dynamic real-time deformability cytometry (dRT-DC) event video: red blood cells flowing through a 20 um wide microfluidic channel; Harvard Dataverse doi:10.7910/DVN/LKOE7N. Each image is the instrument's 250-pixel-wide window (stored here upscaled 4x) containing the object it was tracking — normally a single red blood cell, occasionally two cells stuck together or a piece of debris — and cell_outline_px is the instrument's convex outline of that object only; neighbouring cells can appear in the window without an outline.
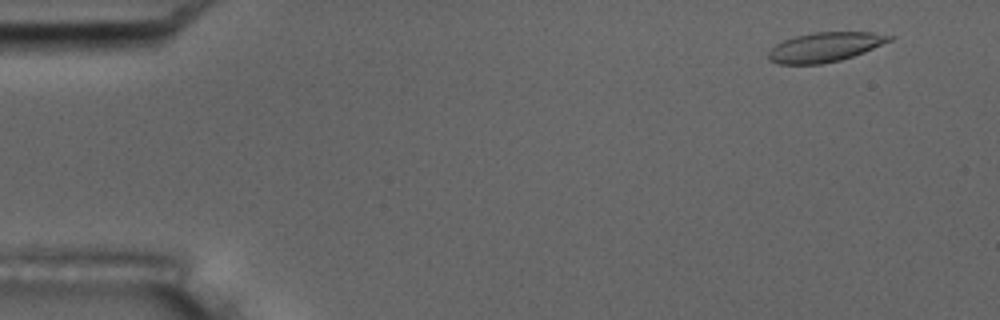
{"species": "common noctule bat (a hibernating species)", "species_latin": "Nyctalus noctula", "temperature_condition": "room temperature", "stored_images_in_passage": 54, "camera_frame_rate_fps": 3000, "um_per_image_px": 0.085, "animal": {"sex": "male", "body_mass_g": 17.5, "forearm_length_mm": 52.3}, "frame": {"image": 1, "passage_image": 4, "time_ms": 1.0, "image_size_px": [1000, 320], "cell_outline_px": [[896, 36], [892, 40], [864, 52], [840, 60], [820, 64], [776, 64], [768, 60], [768, 52], [776, 44], [784, 40], [796, 36], [812, 32], [872, 32]], "centroid_in_image_um": [70.12, 4.0], "position_along_channel_um": 14.9, "area_um2": 20.81}}
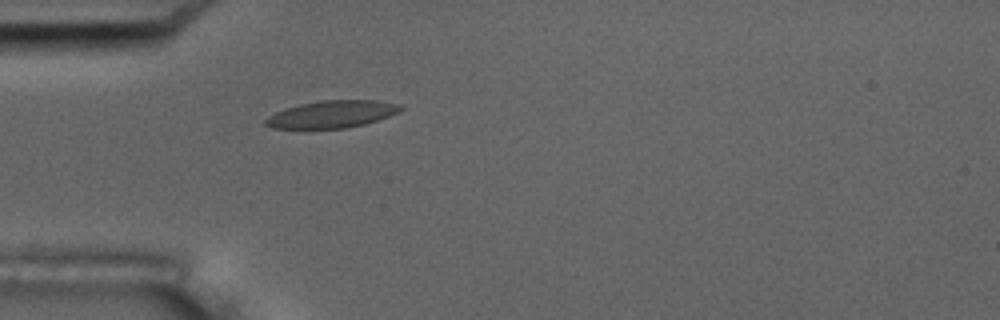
{"frame": {"image": 2, "passage_image": 16, "time_ms": 5.0, "image_size_px": [1000, 320], "cell_outline_px": [[404, 108], [388, 116], [364, 124], [344, 128], [272, 128], [264, 124], [264, 120], [268, 116], [284, 108], [300, 104], [324, 100], [376, 100], [400, 104]], "centroid_in_image_um": [28.18, 9.7], "position_along_channel_um": 56.8, "area_um2": 21.21}}
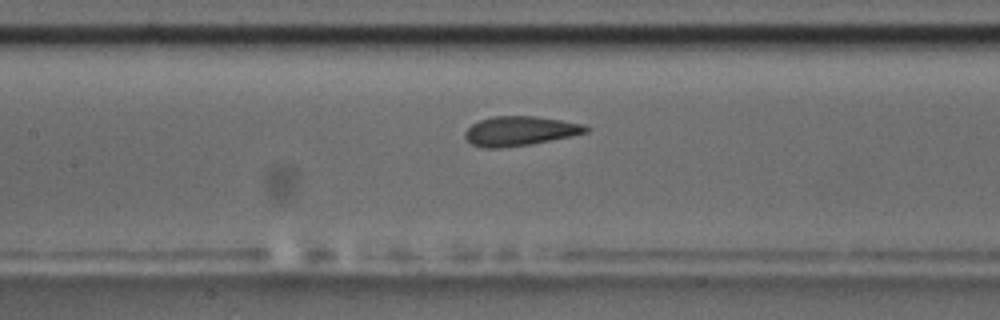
{"frame": {"image": 3, "passage_image": 25, "time_ms": 8.0, "image_size_px": [1000, 320], "cell_outline_px": [[592, 128], [588, 132], [532, 144], [500, 148], [484, 148], [472, 144], [464, 136], [464, 132], [472, 124], [480, 120], [492, 116], [536, 116], [584, 124]], "centroid_in_image_um": [44.2, 11.13], "position_along_channel_um": 163.2, "area_um2": 20.75}, "authors_computed_cell_mechanics": {"area_um2": 21.0392, "velocity_mm_per_s": 3.7028, "shape_relaxation_time_tau1_ms": null, "shape_relaxation_time_tau2_ms": 1.0344, "deformation_change_tau1": null, "deformation_change_tau2": 0.0557}}